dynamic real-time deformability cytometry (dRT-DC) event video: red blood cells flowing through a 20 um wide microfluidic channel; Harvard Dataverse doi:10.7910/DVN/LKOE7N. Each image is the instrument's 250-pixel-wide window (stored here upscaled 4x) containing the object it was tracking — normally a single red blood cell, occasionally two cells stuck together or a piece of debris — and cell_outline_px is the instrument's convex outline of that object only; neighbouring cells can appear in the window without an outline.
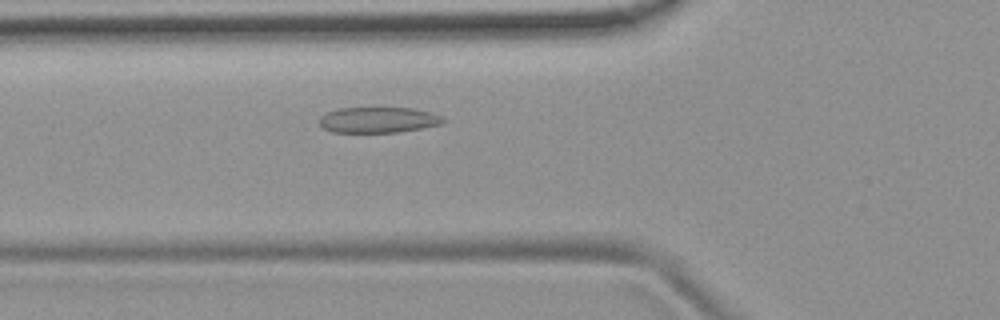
{"species": "common noctule bat (a hibernating species)", "species_latin": "Nyctalus noctula", "temperature_condition": "room temperature", "stored_images_in_passage": 36, "camera_frame_rate_fps": 3000, "um_per_image_px": 0.085, "animal": {"sex": "female", "body_mass_g": 19.9}, "frame": {"image": 1, "passage_image": 9, "time_ms": 2.667, "image_size_px": [1000, 320], "cell_outline_px": [[448, 120], [440, 124], [420, 128], [396, 132], [332, 132], [324, 128], [320, 124], [320, 116], [328, 112], [340, 108], [412, 108], [432, 112], [444, 116]], "centroid_in_image_um": [32.2, 10.18], "position_along_channel_um": 93.6, "area_um2": 18.5}}
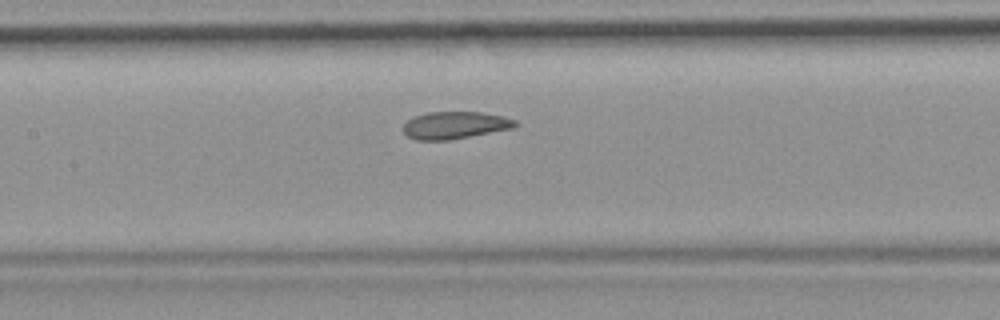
{"frame": {"image": 2, "passage_image": 15, "time_ms": 4.667, "image_size_px": [1000, 320], "cell_outline_px": [[520, 124], [512, 128], [448, 140], [416, 140], [408, 136], [404, 132], [404, 124], [412, 116], [428, 112], [480, 112], [504, 116], [516, 120]], "centroid_in_image_um": [38.67, 10.63], "position_along_channel_um": 168.7, "area_um2": 17.74}}
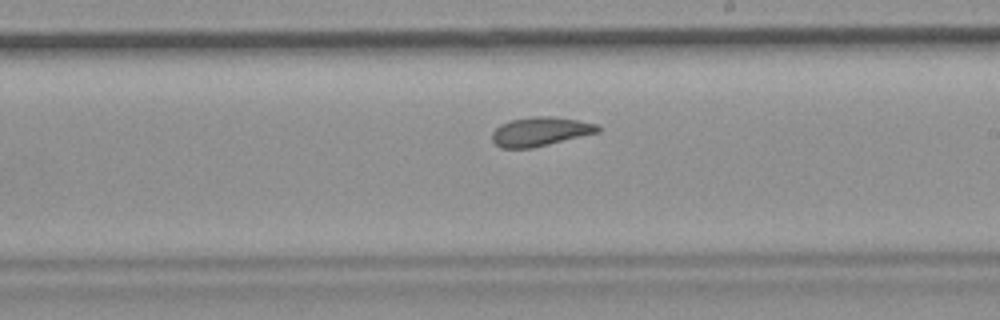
{"frame": {"image": 3, "passage_image": 21, "time_ms": 6.667, "image_size_px": [1000, 320], "cell_outline_px": [[600, 132], [532, 148], [500, 148], [492, 140], [492, 132], [500, 124], [512, 120], [532, 116], [552, 116], [580, 120], [600, 124]], "centroid_in_image_um": [45.96, 11.17], "position_along_channel_um": 243.0, "area_um2": 18.03}, "authors_computed_cell_mechanics": {"area_um2": 18.496, "velocity_mm_per_s": 3.7416, "shape_relaxation_time_tau1_ms": null, "shape_relaxation_time_tau2_ms": 2.5053, "deformation_change_tau1": null, "deformation_change_tau2": 0.0592}}